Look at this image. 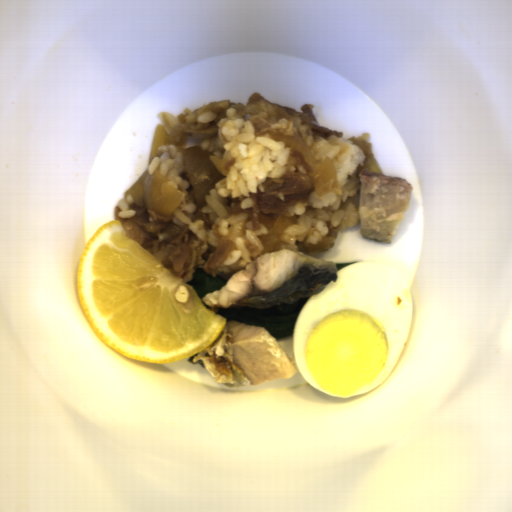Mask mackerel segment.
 I'll list each match as a JSON object with an SVG mask.
<instances>
[{"label":"mackerel segment","instance_id":"1","mask_svg":"<svg viewBox=\"0 0 512 512\" xmlns=\"http://www.w3.org/2000/svg\"><path fill=\"white\" fill-rule=\"evenodd\" d=\"M338 277L335 261L285 248L262 253L245 269L230 276L222 288L200 299L217 314L219 308L268 310L314 296L328 283H336Z\"/></svg>","mask_w":512,"mask_h":512},{"label":"mackerel segment","instance_id":"2","mask_svg":"<svg viewBox=\"0 0 512 512\" xmlns=\"http://www.w3.org/2000/svg\"><path fill=\"white\" fill-rule=\"evenodd\" d=\"M187 362L199 363L216 382L226 387L257 385L272 379H289L298 373L295 363L266 327L225 321L221 333Z\"/></svg>","mask_w":512,"mask_h":512},{"label":"mackerel segment","instance_id":"3","mask_svg":"<svg viewBox=\"0 0 512 512\" xmlns=\"http://www.w3.org/2000/svg\"><path fill=\"white\" fill-rule=\"evenodd\" d=\"M359 224L362 240L391 244L413 192L407 178L360 171Z\"/></svg>","mask_w":512,"mask_h":512}]
</instances>
